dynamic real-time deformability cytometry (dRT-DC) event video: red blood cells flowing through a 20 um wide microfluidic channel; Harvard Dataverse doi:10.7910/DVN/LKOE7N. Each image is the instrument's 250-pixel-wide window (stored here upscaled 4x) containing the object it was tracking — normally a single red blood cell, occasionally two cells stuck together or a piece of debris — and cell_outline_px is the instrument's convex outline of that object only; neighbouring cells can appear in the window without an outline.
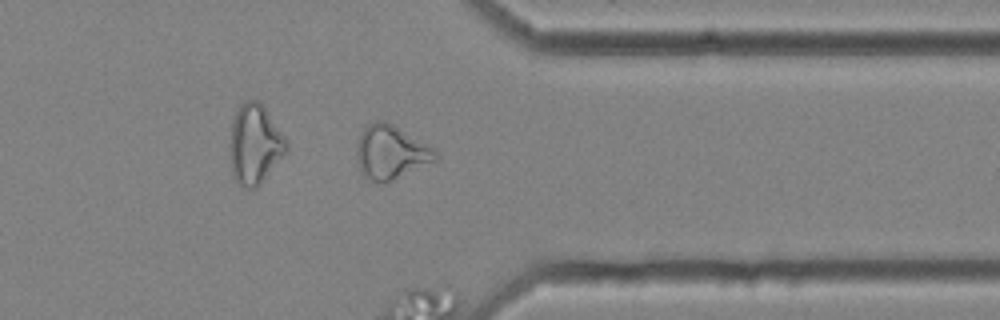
{"species": "common noctule bat (a hibernating species)", "species_latin": "Nyctalus noctula", "temperature_condition": "cold", "stored_images_in_passage": 34, "camera_frame_rate_fps": 3000, "um_per_image_px": 0.085, "animal": {"sex": "female", "body_mass_g": 25.1}, "frame": {"image": 1, "passage_image": 29, "time_ms": 9.333, "image_size_px": [1000, 320], "cell_outline_px": [[440, 156], [436, 160], [384, 184], [372, 180], [364, 176], [356, 160], [356, 144], [364, 128], [368, 124], [376, 120], [384, 120], [392, 124], [436, 148]], "centroid_in_image_um": [33.23, 12.93], "position_along_channel_um": 378.2, "area_um2": 24.8}}